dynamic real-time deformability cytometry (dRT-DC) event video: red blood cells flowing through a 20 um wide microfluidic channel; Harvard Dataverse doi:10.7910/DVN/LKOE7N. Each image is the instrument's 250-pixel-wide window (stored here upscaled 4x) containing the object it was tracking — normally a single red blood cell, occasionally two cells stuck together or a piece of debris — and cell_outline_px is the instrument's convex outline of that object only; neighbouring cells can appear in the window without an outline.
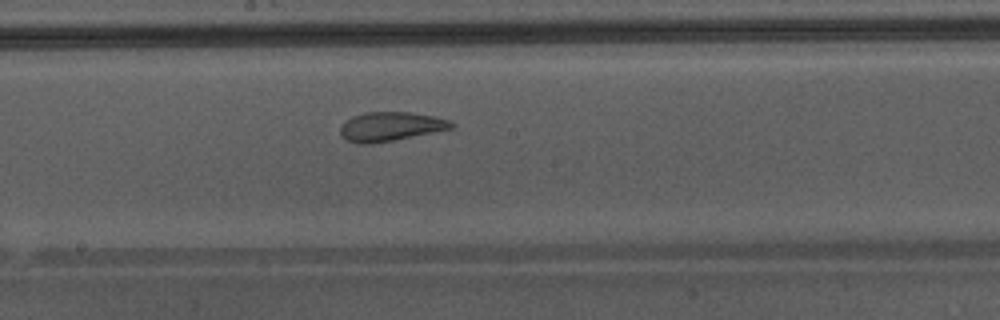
{"species": "Egyptian fruit bat (a non-hibernating species)", "species_latin": "Rousettus aegyptiacus", "temperature_condition": "warm", "stored_images_in_passage": 27, "camera_frame_rate_fps": 3000, "um_per_image_px": 0.085, "animal": {"sex": "male"}, "frame": {"image": 1, "passage_image": 12, "time_ms": 3.667, "image_size_px": [1000, 320], "cell_outline_px": [[456, 124], [452, 128], [392, 140], [368, 144], [360, 144], [348, 140], [340, 136], [340, 124], [352, 116], [368, 112], [412, 112], [432, 116], [448, 120]], "centroid_in_image_um": [33.14, 10.74], "position_along_channel_um": 215.1, "area_um2": 18.61}}
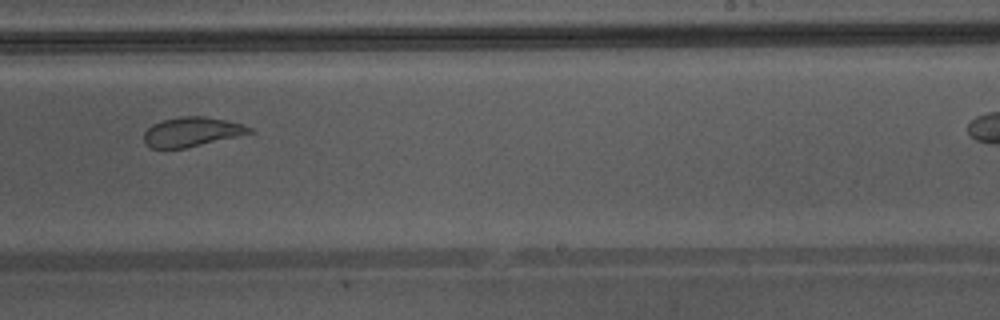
{"frame": {"image": 2, "passage_image": 16, "time_ms": 5.0, "image_size_px": [1000, 320], "cell_outline_px": [[252, 132], [240, 136], [184, 148], [152, 148], [144, 144], [144, 132], [152, 124], [164, 120], [180, 116], [204, 116], [244, 124], [252, 128]], "centroid_in_image_um": [16.3, 11.21], "position_along_channel_um": 272.7, "area_um2": 18.03}}